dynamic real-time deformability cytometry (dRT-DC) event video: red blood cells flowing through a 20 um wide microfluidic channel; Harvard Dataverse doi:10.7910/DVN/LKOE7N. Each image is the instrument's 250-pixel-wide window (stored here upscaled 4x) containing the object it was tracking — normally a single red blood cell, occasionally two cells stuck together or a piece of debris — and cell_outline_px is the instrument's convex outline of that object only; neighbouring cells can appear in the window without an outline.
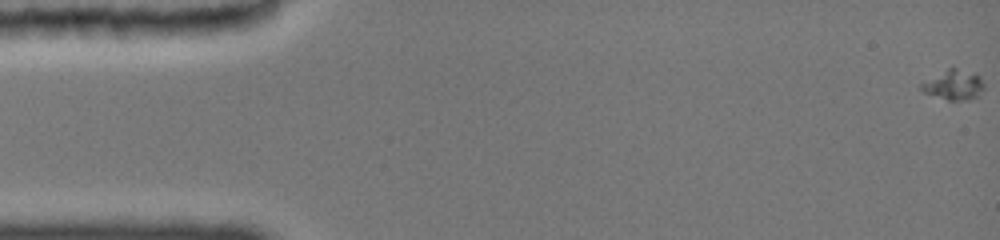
{"species": "common noctule bat (a hibernating species)", "species_latin": "Nyctalus noctula", "temperature_condition": "cold", "stored_images_in_passage": 24, "camera_frame_rate_fps": 3000, "um_per_image_px": 0.085, "animal": {"sex": "female", "body_mass_g": 19.0, "forearm_length_mm": 51.5}, "frame": {"image": 1, "passage_image": 1, "time_ms": 0.0, "image_size_px": [1000, 240], "cell_outline_px": [[984, 88], [976, 96], [968, 100], [948, 100], [924, 92], [920, 88], [920, 84], [948, 68], [956, 68], [976, 72], [980, 76], [984, 84]], "centroid_in_image_um": [81.1, 7.2], "position_along_channel_um": 3.9, "area_um2": 10.81}}
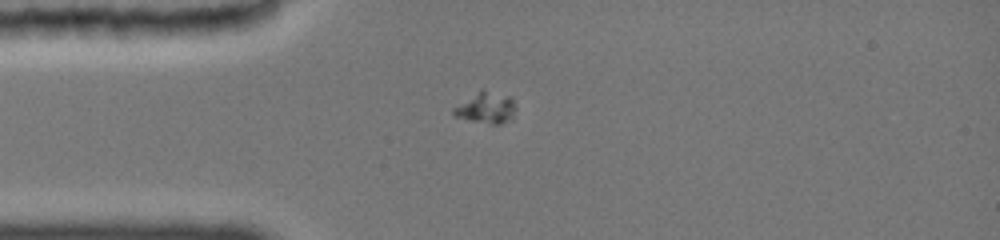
{"frame": {"image": 2, "passage_image": 19, "time_ms": 4.333, "image_size_px": [1000, 240], "cell_outline_px": [[516, 108], [512, 116], [500, 124], [492, 124], [456, 116], [452, 112], [452, 108], [480, 88], [484, 88], [512, 96]], "centroid_in_image_um": [41.33, 9.09], "position_along_channel_um": 43.7, "area_um2": 11.39}}